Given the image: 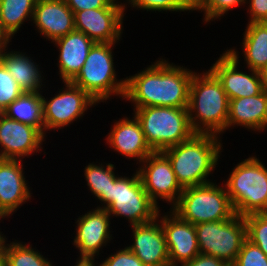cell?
Returning <instances> with one entry per match:
<instances>
[{
	"label": "cell",
	"instance_id": "obj_18",
	"mask_svg": "<svg viewBox=\"0 0 267 266\" xmlns=\"http://www.w3.org/2000/svg\"><path fill=\"white\" fill-rule=\"evenodd\" d=\"M21 159L0 158V217L9 216L31 193L24 178Z\"/></svg>",
	"mask_w": 267,
	"mask_h": 266
},
{
	"label": "cell",
	"instance_id": "obj_44",
	"mask_svg": "<svg viewBox=\"0 0 267 266\" xmlns=\"http://www.w3.org/2000/svg\"><path fill=\"white\" fill-rule=\"evenodd\" d=\"M4 114V110L2 107H0V117Z\"/></svg>",
	"mask_w": 267,
	"mask_h": 266
},
{
	"label": "cell",
	"instance_id": "obj_37",
	"mask_svg": "<svg viewBox=\"0 0 267 266\" xmlns=\"http://www.w3.org/2000/svg\"><path fill=\"white\" fill-rule=\"evenodd\" d=\"M181 266H231L226 261L205 255V254H198L195 258L191 261H188Z\"/></svg>",
	"mask_w": 267,
	"mask_h": 266
},
{
	"label": "cell",
	"instance_id": "obj_8",
	"mask_svg": "<svg viewBox=\"0 0 267 266\" xmlns=\"http://www.w3.org/2000/svg\"><path fill=\"white\" fill-rule=\"evenodd\" d=\"M106 210L110 216H124L132 223L130 225H138L157 218L159 207L143 188L137 170L132 178L121 176L110 183Z\"/></svg>",
	"mask_w": 267,
	"mask_h": 266
},
{
	"label": "cell",
	"instance_id": "obj_27",
	"mask_svg": "<svg viewBox=\"0 0 267 266\" xmlns=\"http://www.w3.org/2000/svg\"><path fill=\"white\" fill-rule=\"evenodd\" d=\"M113 169L114 165L111 163L106 166V169H104L102 164L101 166H98L90 163L85 167L84 175L88 182L87 185L89 186L88 188H90L89 190L92 191L97 199L106 204V206L104 204L103 207L98 208H108V189L110 183H113L117 178Z\"/></svg>",
	"mask_w": 267,
	"mask_h": 266
},
{
	"label": "cell",
	"instance_id": "obj_3",
	"mask_svg": "<svg viewBox=\"0 0 267 266\" xmlns=\"http://www.w3.org/2000/svg\"><path fill=\"white\" fill-rule=\"evenodd\" d=\"M228 112L229 98L217 77L210 70L202 75L195 72L190 83L188 104L192 129L196 133L218 135L227 129Z\"/></svg>",
	"mask_w": 267,
	"mask_h": 266
},
{
	"label": "cell",
	"instance_id": "obj_38",
	"mask_svg": "<svg viewBox=\"0 0 267 266\" xmlns=\"http://www.w3.org/2000/svg\"><path fill=\"white\" fill-rule=\"evenodd\" d=\"M10 39V34L2 27V24L0 23V54L7 50L5 48L7 47Z\"/></svg>",
	"mask_w": 267,
	"mask_h": 266
},
{
	"label": "cell",
	"instance_id": "obj_10",
	"mask_svg": "<svg viewBox=\"0 0 267 266\" xmlns=\"http://www.w3.org/2000/svg\"><path fill=\"white\" fill-rule=\"evenodd\" d=\"M138 173L143 188L157 205V198L172 202L174 206L183 192L168 157L162 151H153L146 157ZM149 163V164H148Z\"/></svg>",
	"mask_w": 267,
	"mask_h": 266
},
{
	"label": "cell",
	"instance_id": "obj_15",
	"mask_svg": "<svg viewBox=\"0 0 267 266\" xmlns=\"http://www.w3.org/2000/svg\"><path fill=\"white\" fill-rule=\"evenodd\" d=\"M160 223L166 238L170 266H178V262L182 265L200 254L195 225L182 220L173 211L169 217L165 215Z\"/></svg>",
	"mask_w": 267,
	"mask_h": 266
},
{
	"label": "cell",
	"instance_id": "obj_9",
	"mask_svg": "<svg viewBox=\"0 0 267 266\" xmlns=\"http://www.w3.org/2000/svg\"><path fill=\"white\" fill-rule=\"evenodd\" d=\"M200 254L213 256L232 265L247 239L244 217L236 214L223 221L195 225Z\"/></svg>",
	"mask_w": 267,
	"mask_h": 266
},
{
	"label": "cell",
	"instance_id": "obj_4",
	"mask_svg": "<svg viewBox=\"0 0 267 266\" xmlns=\"http://www.w3.org/2000/svg\"><path fill=\"white\" fill-rule=\"evenodd\" d=\"M147 144L163 151L191 138L196 132L189 120L188 108L149 106L135 108Z\"/></svg>",
	"mask_w": 267,
	"mask_h": 266
},
{
	"label": "cell",
	"instance_id": "obj_30",
	"mask_svg": "<svg viewBox=\"0 0 267 266\" xmlns=\"http://www.w3.org/2000/svg\"><path fill=\"white\" fill-rule=\"evenodd\" d=\"M24 92L0 62V107L5 110Z\"/></svg>",
	"mask_w": 267,
	"mask_h": 266
},
{
	"label": "cell",
	"instance_id": "obj_42",
	"mask_svg": "<svg viewBox=\"0 0 267 266\" xmlns=\"http://www.w3.org/2000/svg\"><path fill=\"white\" fill-rule=\"evenodd\" d=\"M0 266H7L5 253L2 248H0Z\"/></svg>",
	"mask_w": 267,
	"mask_h": 266
},
{
	"label": "cell",
	"instance_id": "obj_33",
	"mask_svg": "<svg viewBox=\"0 0 267 266\" xmlns=\"http://www.w3.org/2000/svg\"><path fill=\"white\" fill-rule=\"evenodd\" d=\"M133 5L144 10L153 11H190L192 10L183 0H128Z\"/></svg>",
	"mask_w": 267,
	"mask_h": 266
},
{
	"label": "cell",
	"instance_id": "obj_36",
	"mask_svg": "<svg viewBox=\"0 0 267 266\" xmlns=\"http://www.w3.org/2000/svg\"><path fill=\"white\" fill-rule=\"evenodd\" d=\"M250 1V21L267 22V0H249Z\"/></svg>",
	"mask_w": 267,
	"mask_h": 266
},
{
	"label": "cell",
	"instance_id": "obj_28",
	"mask_svg": "<svg viewBox=\"0 0 267 266\" xmlns=\"http://www.w3.org/2000/svg\"><path fill=\"white\" fill-rule=\"evenodd\" d=\"M3 238L1 248L4 250L7 266H52L39 252L34 251L32 246L12 242L8 246Z\"/></svg>",
	"mask_w": 267,
	"mask_h": 266
},
{
	"label": "cell",
	"instance_id": "obj_2",
	"mask_svg": "<svg viewBox=\"0 0 267 266\" xmlns=\"http://www.w3.org/2000/svg\"><path fill=\"white\" fill-rule=\"evenodd\" d=\"M217 136L195 133L188 140L162 151L183 189L210 183L206 177L216 167L222 147Z\"/></svg>",
	"mask_w": 267,
	"mask_h": 266
},
{
	"label": "cell",
	"instance_id": "obj_34",
	"mask_svg": "<svg viewBox=\"0 0 267 266\" xmlns=\"http://www.w3.org/2000/svg\"><path fill=\"white\" fill-rule=\"evenodd\" d=\"M100 266H146L141 260L127 247L108 257Z\"/></svg>",
	"mask_w": 267,
	"mask_h": 266
},
{
	"label": "cell",
	"instance_id": "obj_16",
	"mask_svg": "<svg viewBox=\"0 0 267 266\" xmlns=\"http://www.w3.org/2000/svg\"><path fill=\"white\" fill-rule=\"evenodd\" d=\"M159 215L158 212L151 222L131 225L134 243L128 248L146 266H170L165 234L161 224H157Z\"/></svg>",
	"mask_w": 267,
	"mask_h": 266
},
{
	"label": "cell",
	"instance_id": "obj_5",
	"mask_svg": "<svg viewBox=\"0 0 267 266\" xmlns=\"http://www.w3.org/2000/svg\"><path fill=\"white\" fill-rule=\"evenodd\" d=\"M224 187L236 214L267 212V168L256 157L240 162Z\"/></svg>",
	"mask_w": 267,
	"mask_h": 266
},
{
	"label": "cell",
	"instance_id": "obj_25",
	"mask_svg": "<svg viewBox=\"0 0 267 266\" xmlns=\"http://www.w3.org/2000/svg\"><path fill=\"white\" fill-rule=\"evenodd\" d=\"M4 114L21 123L37 127L45 135L43 102L39 92H24L4 110Z\"/></svg>",
	"mask_w": 267,
	"mask_h": 266
},
{
	"label": "cell",
	"instance_id": "obj_41",
	"mask_svg": "<svg viewBox=\"0 0 267 266\" xmlns=\"http://www.w3.org/2000/svg\"><path fill=\"white\" fill-rule=\"evenodd\" d=\"M192 10L197 6L200 0H183Z\"/></svg>",
	"mask_w": 267,
	"mask_h": 266
},
{
	"label": "cell",
	"instance_id": "obj_24",
	"mask_svg": "<svg viewBox=\"0 0 267 266\" xmlns=\"http://www.w3.org/2000/svg\"><path fill=\"white\" fill-rule=\"evenodd\" d=\"M243 50L249 70L259 71L267 66V22L248 23Z\"/></svg>",
	"mask_w": 267,
	"mask_h": 266
},
{
	"label": "cell",
	"instance_id": "obj_31",
	"mask_svg": "<svg viewBox=\"0 0 267 266\" xmlns=\"http://www.w3.org/2000/svg\"><path fill=\"white\" fill-rule=\"evenodd\" d=\"M246 0H200L193 10L205 11L204 20L209 22L219 16H223L226 12L235 6L245 4Z\"/></svg>",
	"mask_w": 267,
	"mask_h": 266
},
{
	"label": "cell",
	"instance_id": "obj_7",
	"mask_svg": "<svg viewBox=\"0 0 267 266\" xmlns=\"http://www.w3.org/2000/svg\"><path fill=\"white\" fill-rule=\"evenodd\" d=\"M115 43H95L79 73L70 81L86 91L98 103L112 95L124 97L126 79L116 80L112 46Z\"/></svg>",
	"mask_w": 267,
	"mask_h": 266
},
{
	"label": "cell",
	"instance_id": "obj_23",
	"mask_svg": "<svg viewBox=\"0 0 267 266\" xmlns=\"http://www.w3.org/2000/svg\"><path fill=\"white\" fill-rule=\"evenodd\" d=\"M7 52L0 54V62L9 74L16 80L23 92H39L41 88V72L38 65L32 62L30 57L19 52Z\"/></svg>",
	"mask_w": 267,
	"mask_h": 266
},
{
	"label": "cell",
	"instance_id": "obj_13",
	"mask_svg": "<svg viewBox=\"0 0 267 266\" xmlns=\"http://www.w3.org/2000/svg\"><path fill=\"white\" fill-rule=\"evenodd\" d=\"M125 8H99L77 11L75 30L95 43H116L120 39Z\"/></svg>",
	"mask_w": 267,
	"mask_h": 266
},
{
	"label": "cell",
	"instance_id": "obj_35",
	"mask_svg": "<svg viewBox=\"0 0 267 266\" xmlns=\"http://www.w3.org/2000/svg\"><path fill=\"white\" fill-rule=\"evenodd\" d=\"M67 6L75 14L77 11L86 9H99V8H124L125 6L117 4L112 0H65Z\"/></svg>",
	"mask_w": 267,
	"mask_h": 266
},
{
	"label": "cell",
	"instance_id": "obj_22",
	"mask_svg": "<svg viewBox=\"0 0 267 266\" xmlns=\"http://www.w3.org/2000/svg\"><path fill=\"white\" fill-rule=\"evenodd\" d=\"M241 125L253 130L267 127V92L229 100L227 128Z\"/></svg>",
	"mask_w": 267,
	"mask_h": 266
},
{
	"label": "cell",
	"instance_id": "obj_43",
	"mask_svg": "<svg viewBox=\"0 0 267 266\" xmlns=\"http://www.w3.org/2000/svg\"><path fill=\"white\" fill-rule=\"evenodd\" d=\"M0 218H1V217H0ZM3 238H5V237H3V236L1 235V233H0V248H1V244H2Z\"/></svg>",
	"mask_w": 267,
	"mask_h": 266
},
{
	"label": "cell",
	"instance_id": "obj_40",
	"mask_svg": "<svg viewBox=\"0 0 267 266\" xmlns=\"http://www.w3.org/2000/svg\"><path fill=\"white\" fill-rule=\"evenodd\" d=\"M75 266H95L93 258H80ZM100 266V265H99Z\"/></svg>",
	"mask_w": 267,
	"mask_h": 266
},
{
	"label": "cell",
	"instance_id": "obj_14",
	"mask_svg": "<svg viewBox=\"0 0 267 266\" xmlns=\"http://www.w3.org/2000/svg\"><path fill=\"white\" fill-rule=\"evenodd\" d=\"M45 135L37 128L3 114L0 117V158L17 159L31 155L40 148ZM39 148V149H38Z\"/></svg>",
	"mask_w": 267,
	"mask_h": 266
},
{
	"label": "cell",
	"instance_id": "obj_12",
	"mask_svg": "<svg viewBox=\"0 0 267 266\" xmlns=\"http://www.w3.org/2000/svg\"><path fill=\"white\" fill-rule=\"evenodd\" d=\"M238 52L229 49L209 69L221 82L229 100L241 97H251L263 90L258 71L250 70L246 74L237 70Z\"/></svg>",
	"mask_w": 267,
	"mask_h": 266
},
{
	"label": "cell",
	"instance_id": "obj_17",
	"mask_svg": "<svg viewBox=\"0 0 267 266\" xmlns=\"http://www.w3.org/2000/svg\"><path fill=\"white\" fill-rule=\"evenodd\" d=\"M110 214L104 208L87 212L77 220L74 245L80 250V258H93L101 246L110 240Z\"/></svg>",
	"mask_w": 267,
	"mask_h": 266
},
{
	"label": "cell",
	"instance_id": "obj_6",
	"mask_svg": "<svg viewBox=\"0 0 267 266\" xmlns=\"http://www.w3.org/2000/svg\"><path fill=\"white\" fill-rule=\"evenodd\" d=\"M172 208L182 220L193 225L228 220L236 215L226 188L212 182L184 188Z\"/></svg>",
	"mask_w": 267,
	"mask_h": 266
},
{
	"label": "cell",
	"instance_id": "obj_21",
	"mask_svg": "<svg viewBox=\"0 0 267 266\" xmlns=\"http://www.w3.org/2000/svg\"><path fill=\"white\" fill-rule=\"evenodd\" d=\"M107 141L123 156L137 158L140 162L153 152L135 115L132 120L126 117L115 123Z\"/></svg>",
	"mask_w": 267,
	"mask_h": 266
},
{
	"label": "cell",
	"instance_id": "obj_20",
	"mask_svg": "<svg viewBox=\"0 0 267 266\" xmlns=\"http://www.w3.org/2000/svg\"><path fill=\"white\" fill-rule=\"evenodd\" d=\"M53 42L60 51L58 59L60 77L63 82L71 81L83 67L95 42L78 30H73Z\"/></svg>",
	"mask_w": 267,
	"mask_h": 266
},
{
	"label": "cell",
	"instance_id": "obj_29",
	"mask_svg": "<svg viewBox=\"0 0 267 266\" xmlns=\"http://www.w3.org/2000/svg\"><path fill=\"white\" fill-rule=\"evenodd\" d=\"M247 239L267 255V212L244 216Z\"/></svg>",
	"mask_w": 267,
	"mask_h": 266
},
{
	"label": "cell",
	"instance_id": "obj_11",
	"mask_svg": "<svg viewBox=\"0 0 267 266\" xmlns=\"http://www.w3.org/2000/svg\"><path fill=\"white\" fill-rule=\"evenodd\" d=\"M64 83L67 88L62 90L63 92L59 91L60 93L49 101L41 95L45 131L69 125L81 117L88 106L98 103L82 88L70 81Z\"/></svg>",
	"mask_w": 267,
	"mask_h": 266
},
{
	"label": "cell",
	"instance_id": "obj_32",
	"mask_svg": "<svg viewBox=\"0 0 267 266\" xmlns=\"http://www.w3.org/2000/svg\"><path fill=\"white\" fill-rule=\"evenodd\" d=\"M231 266H267V255L257 245L246 239Z\"/></svg>",
	"mask_w": 267,
	"mask_h": 266
},
{
	"label": "cell",
	"instance_id": "obj_1",
	"mask_svg": "<svg viewBox=\"0 0 267 266\" xmlns=\"http://www.w3.org/2000/svg\"><path fill=\"white\" fill-rule=\"evenodd\" d=\"M159 60L147 69L126 78L124 97L136 108L159 106L188 108L189 88L194 72Z\"/></svg>",
	"mask_w": 267,
	"mask_h": 266
},
{
	"label": "cell",
	"instance_id": "obj_39",
	"mask_svg": "<svg viewBox=\"0 0 267 266\" xmlns=\"http://www.w3.org/2000/svg\"><path fill=\"white\" fill-rule=\"evenodd\" d=\"M262 90L267 92V66L258 71Z\"/></svg>",
	"mask_w": 267,
	"mask_h": 266
},
{
	"label": "cell",
	"instance_id": "obj_26",
	"mask_svg": "<svg viewBox=\"0 0 267 266\" xmlns=\"http://www.w3.org/2000/svg\"><path fill=\"white\" fill-rule=\"evenodd\" d=\"M37 0H0V23L12 37L26 18H33Z\"/></svg>",
	"mask_w": 267,
	"mask_h": 266
},
{
	"label": "cell",
	"instance_id": "obj_19",
	"mask_svg": "<svg viewBox=\"0 0 267 266\" xmlns=\"http://www.w3.org/2000/svg\"><path fill=\"white\" fill-rule=\"evenodd\" d=\"M32 20L52 42L75 30L74 13L65 0H37Z\"/></svg>",
	"mask_w": 267,
	"mask_h": 266
}]
</instances>
